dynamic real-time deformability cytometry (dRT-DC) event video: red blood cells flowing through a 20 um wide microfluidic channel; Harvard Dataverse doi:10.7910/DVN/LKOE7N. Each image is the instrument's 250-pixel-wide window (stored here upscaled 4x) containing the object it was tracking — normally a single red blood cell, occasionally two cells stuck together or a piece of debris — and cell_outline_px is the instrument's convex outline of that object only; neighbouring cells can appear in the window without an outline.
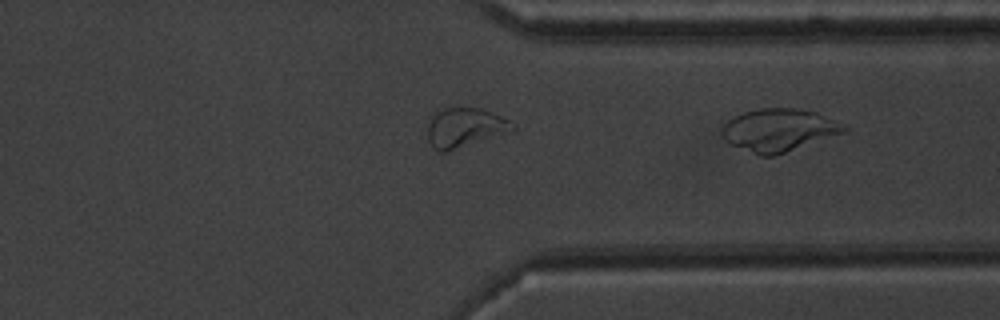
{"species": "common noctule bat (a hibernating species)", "species_latin": "Nyctalus noctula", "temperature_condition": "warm", "stored_images_in_passage": 34, "segment_of_instrument_passage": [2, 2], "camera_frame_rate_fps": 3000, "um_per_image_px": 0.085, "animal": {"sex": "male", "body_mass_g": 20.1, "forearm_length_mm": 53.5}, "frame": {"image": 1, "passage_image": 34, "time_ms": 11.0, "image_size_px": [1000, 320], "cell_outline_px": [[848, 132], [776, 156], [760, 156], [732, 144], [724, 140], [724, 124], [732, 116], [744, 112], [760, 108], [796, 108], [816, 112], [848, 128]], "centroid_in_image_um": [66.23, 11.06], "position_along_channel_um": 345.2, "area_um2": 30.23}}